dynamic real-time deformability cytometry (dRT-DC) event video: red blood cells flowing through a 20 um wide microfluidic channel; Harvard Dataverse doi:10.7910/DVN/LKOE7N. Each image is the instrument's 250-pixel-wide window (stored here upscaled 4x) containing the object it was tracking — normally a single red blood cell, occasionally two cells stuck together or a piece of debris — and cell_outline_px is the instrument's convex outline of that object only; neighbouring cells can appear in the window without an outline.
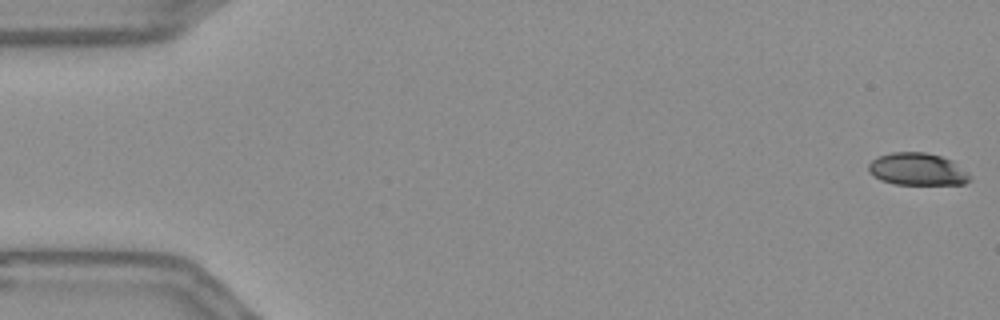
{"species": "Egyptian fruit bat (a non-hibernating species)", "species_latin": "Rousettus aegyptiacus", "temperature_condition": "warm", "stored_images_in_passage": 56, "camera_frame_rate_fps": 3000, "um_per_image_px": 0.085, "frame": {"image": 1, "passage_image": 1, "time_ms": 0.0, "image_size_px": [1000, 320], "cell_outline_px": [[972, 180], [964, 184], [892, 184], [880, 180], [872, 176], [868, 172], [868, 164], [872, 160], [880, 156], [892, 152], [924, 152], [940, 156], [952, 160], [968, 172], [972, 176]], "centroid_in_image_um": [77.98, 14.39], "position_along_channel_um": 7.0, "area_um2": 19.31}}
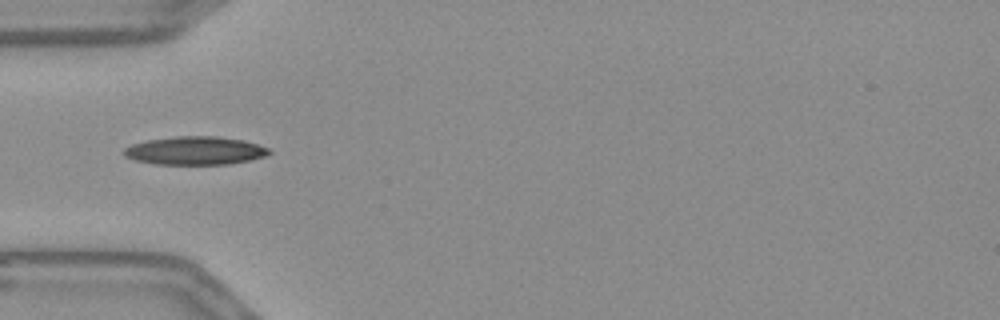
{"frame": {"image": 2, "passage_image": 18, "time_ms": 5.667, "image_size_px": [1000, 320], "cell_outline_px": [[272, 152], [264, 156], [248, 160], [228, 164], [156, 164], [136, 160], [124, 156], [124, 148], [132, 144], [148, 140], [176, 136], [216, 136], [244, 140], [268, 148]], "centroid_in_image_um": [16.57, 12.8], "position_along_channel_um": 68.4, "area_um2": 23.7}}
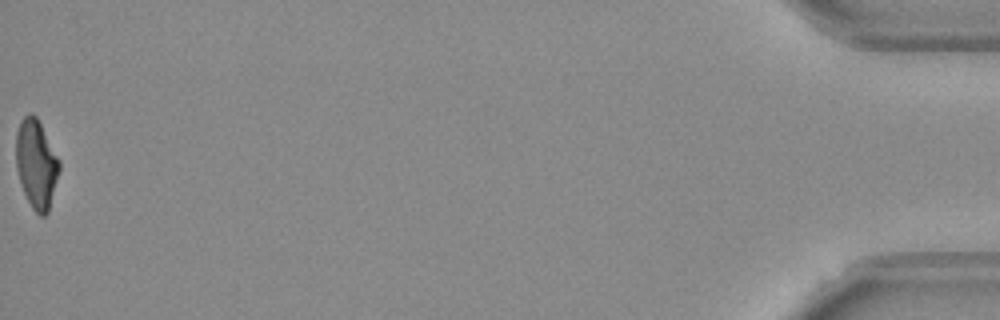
{"frame": {"image": 3, "passage_image": 56, "time_ms": 18.333, "image_size_px": [1000, 320], "cell_outline_px": [[60, 168], [48, 212], [44, 216], [40, 216], [32, 208], [20, 184], [16, 168], [16, 132], [20, 120], [28, 112], [32, 112], [36, 116], [60, 160]], "centroid_in_image_um": [3.07, 13.91], "position_along_channel_um": 432.1, "area_um2": 22.43}, "authors_computed_cell_mechanics": {"area_um2": 22.542, "velocity_mm_per_s": 3.6722, "shape_relaxation_time_tau1_ms": 10.7988, "shape_relaxation_time_tau2_ms": 1.6949, "deformation_change_tau1": 0.2502, "deformation_change_tau2": 0.0919}}